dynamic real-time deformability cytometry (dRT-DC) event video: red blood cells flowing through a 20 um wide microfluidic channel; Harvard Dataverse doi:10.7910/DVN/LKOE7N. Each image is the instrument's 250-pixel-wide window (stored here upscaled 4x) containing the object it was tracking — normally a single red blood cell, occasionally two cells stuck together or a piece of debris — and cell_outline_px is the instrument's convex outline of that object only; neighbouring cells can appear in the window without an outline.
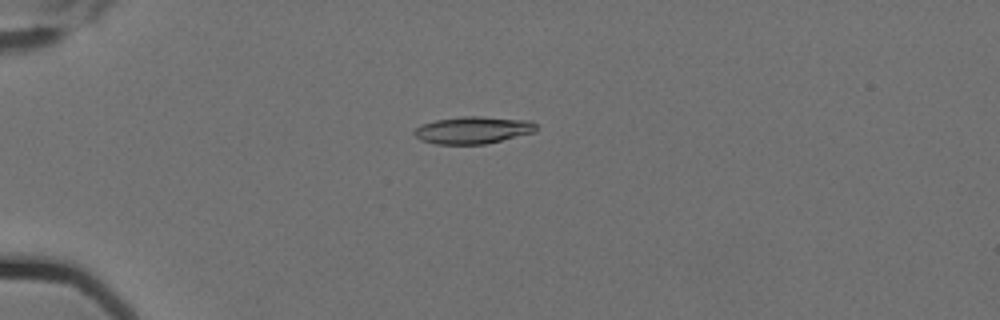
{"species": "Egyptian fruit bat (a non-hibernating species)", "species_latin": "Rousettus aegyptiacus", "temperature_condition": "cold", "stored_images_in_passage": 3, "camera_frame_rate_fps": 3000, "um_per_image_px": 0.085, "animal": {"sex": "female"}, "frame": {"image": 1, "passage_image": 2, "time_ms": 0.333, "image_size_px": [1000, 320], "cell_outline_px": [[536, 132], [484, 144], [436, 144], [420, 140], [412, 132], [416, 128], [424, 124], [436, 120], [464, 116], [480, 116], [528, 120], [536, 124]], "centroid_in_image_um": [40.21, 11.06], "position_along_channel_um": 44.8, "area_um2": 19.19}}